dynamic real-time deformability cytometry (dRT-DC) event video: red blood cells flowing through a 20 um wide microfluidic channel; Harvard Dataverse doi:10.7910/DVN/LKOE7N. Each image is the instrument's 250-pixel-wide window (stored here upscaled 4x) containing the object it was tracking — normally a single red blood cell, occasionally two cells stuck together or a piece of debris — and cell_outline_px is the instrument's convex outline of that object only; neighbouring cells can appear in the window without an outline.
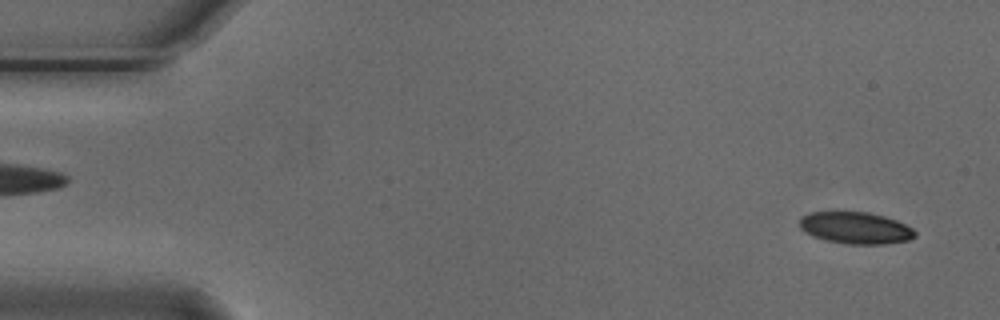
{"species": "Egyptian fruit bat (a non-hibernating species)", "species_latin": "Rousettus aegyptiacus", "temperature_condition": "cold", "stored_images_in_passage": 12, "camera_frame_rate_fps": 3000, "um_per_image_px": 0.085, "animal": {"sex": "male"}, "frame": {"image": 1, "passage_image": 2, "time_ms": 0.333, "image_size_px": [1000, 320], "cell_outline_px": [[916, 236], [908, 240], [884, 244], [844, 244], [824, 240], [812, 236], [804, 232], [800, 228], [800, 216], [808, 212], [868, 212], [884, 216], [896, 220], [912, 228], [916, 232]], "centroid_in_image_um": [72.68, 19.37], "position_along_channel_um": 12.3, "area_um2": 21.56}}